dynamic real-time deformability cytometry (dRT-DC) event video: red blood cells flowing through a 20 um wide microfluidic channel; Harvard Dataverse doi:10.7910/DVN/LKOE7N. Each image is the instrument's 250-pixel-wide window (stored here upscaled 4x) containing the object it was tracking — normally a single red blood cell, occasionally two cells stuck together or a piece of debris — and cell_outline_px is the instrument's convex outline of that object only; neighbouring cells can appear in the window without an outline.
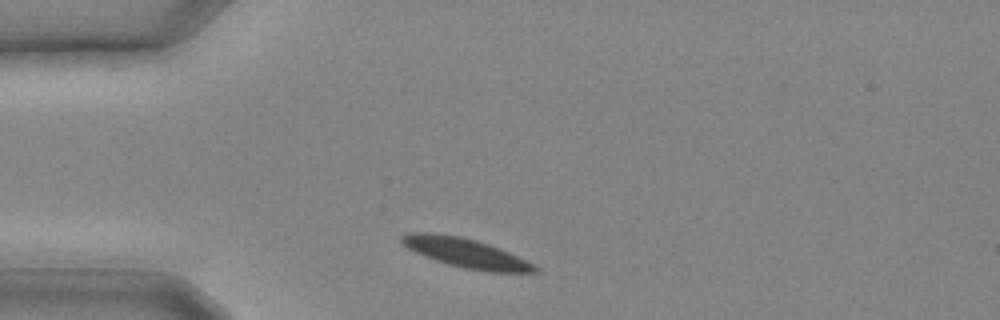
{"species": "common noctule bat (a hibernating species)", "species_latin": "Nyctalus noctula", "temperature_condition": "cold", "stored_images_in_passage": 6, "camera_frame_rate_fps": 3000, "um_per_image_px": 0.085, "animal": {"sex": "male", "body_mass_g": 20.4}, "frame": {"image": 1, "passage_image": 1, "time_ms": 0.0, "image_size_px": [1000, 320], "cell_outline_px": [[540, 272], [488, 272], [464, 268], [448, 264], [424, 256], [408, 248], [400, 240], [400, 236], [408, 232], [432, 232], [460, 236], [476, 240], [500, 248], [540, 268]], "centroid_in_image_um": [39.56, 21.49], "position_along_channel_um": 45.4, "area_um2": 22.6}}
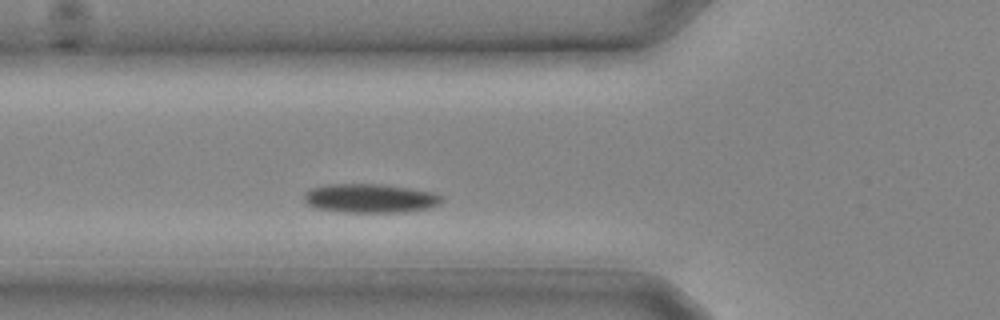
{"frame": {"image": 2, "passage_image": 4, "time_ms": 1.0, "image_size_px": [1000, 320], "cell_outline_px": [[444, 200], [440, 204], [428, 208], [408, 212], [336, 212], [316, 208], [308, 204], [304, 200], [304, 192], [312, 188], [328, 184], [380, 184], [432, 192], [440, 196]], "centroid_in_image_um": [31.43, 16.87], "position_along_channel_um": 94.4, "area_um2": 23.24}}
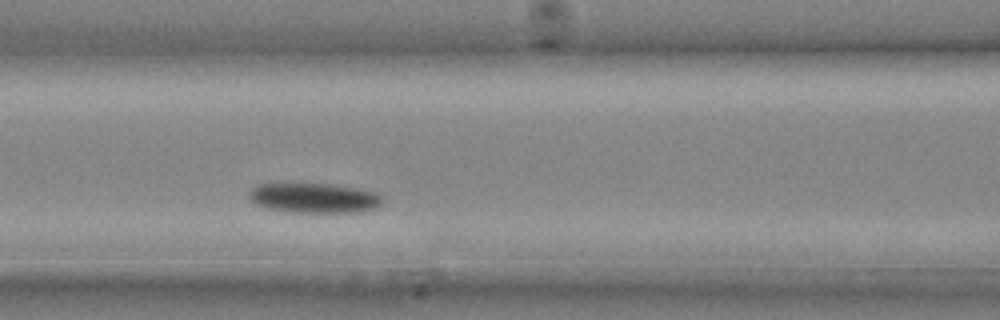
{"frame": {"image": 3, "passage_image": 6, "time_ms": 1.667, "image_size_px": [1000, 320], "cell_outline_px": [[384, 200], [376, 208], [356, 212], [288, 212], [268, 208], [256, 204], [248, 196], [252, 188], [260, 184], [328, 184], [356, 188], [376, 192], [384, 196]], "centroid_in_image_um": [26.74, 16.83], "position_along_channel_um": 139.9, "area_um2": 23.06}}